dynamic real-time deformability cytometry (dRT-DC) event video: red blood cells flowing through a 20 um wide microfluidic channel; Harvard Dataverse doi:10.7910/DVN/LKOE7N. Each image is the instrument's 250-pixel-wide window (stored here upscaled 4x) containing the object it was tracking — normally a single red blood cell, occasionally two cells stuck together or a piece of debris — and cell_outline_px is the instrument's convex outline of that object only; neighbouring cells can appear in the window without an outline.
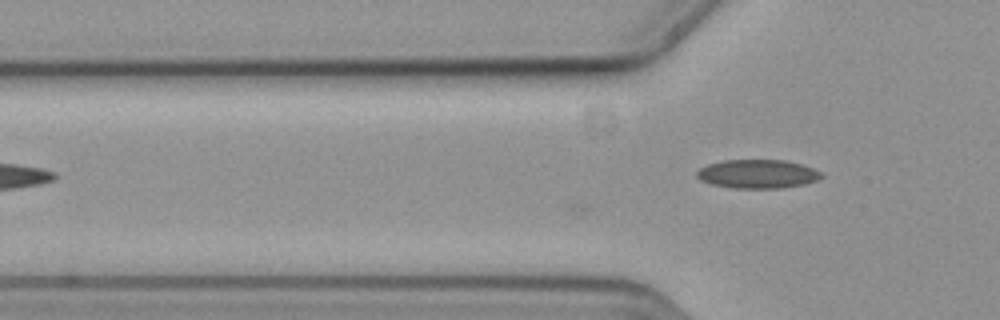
{"species": "common noctule bat (a hibernating species)", "species_latin": "Nyctalus noctula", "temperature_condition": "cold", "stored_images_in_passage": 4, "camera_frame_rate_fps": 3000, "um_per_image_px": 0.085, "animal": {"sex": "female", "body_mass_g": 19.3, "forearm_length_mm": 54.1}, "frame": {"image": 1, "passage_image": 4, "time_ms": 1.0, "image_size_px": [1000, 320], "cell_outline_px": [[824, 176], [816, 180], [804, 184], [784, 188], [732, 188], [712, 184], [700, 180], [696, 176], [696, 172], [700, 168], [708, 164], [724, 160], [784, 160], [800, 164], [812, 168], [820, 172]], "centroid_in_image_um": [64.37, 14.79], "position_along_channel_um": 61.4, "area_um2": 20.81}}